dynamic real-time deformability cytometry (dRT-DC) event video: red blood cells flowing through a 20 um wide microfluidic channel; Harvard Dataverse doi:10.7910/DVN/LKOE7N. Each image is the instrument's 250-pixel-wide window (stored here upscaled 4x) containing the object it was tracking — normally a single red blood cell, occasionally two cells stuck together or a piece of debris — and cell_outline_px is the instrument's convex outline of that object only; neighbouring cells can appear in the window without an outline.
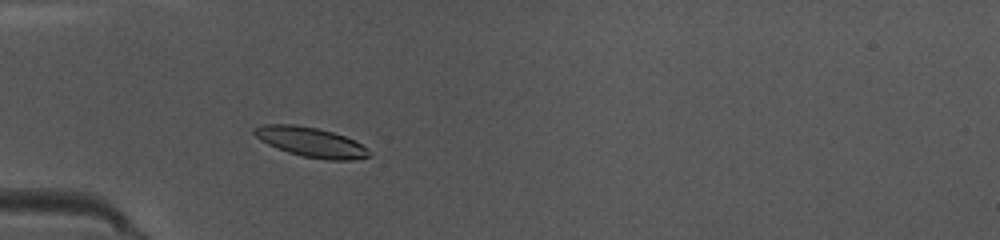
{"species": "common noctule bat (a hibernating species)", "species_latin": "Nyctalus noctula", "temperature_condition": "warm", "stored_images_in_passage": 41, "camera_frame_rate_fps": 3000, "um_per_image_px": 0.085, "animal": {"sex": "female", "body_mass_g": 10.0, "forearm_length_mm": 53.1}, "frame": {"image": 1, "passage_image": 7, "time_ms": 2.0, "image_size_px": [1000, 240], "cell_outline_px": [[372, 156], [352, 160], [328, 160], [304, 156], [288, 152], [276, 148], [260, 140], [252, 132], [252, 128], [264, 124], [292, 124], [316, 128], [332, 132], [344, 136], [360, 144], [372, 152]], "centroid_in_image_um": [26.41, 12.08], "position_along_channel_um": 58.6, "area_um2": 19.77}}
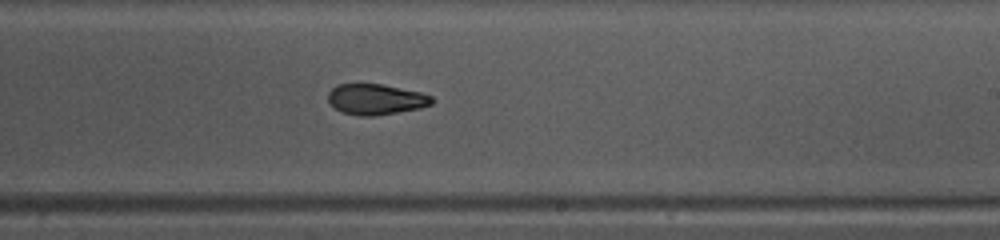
{"frame": {"image": 2, "passage_image": 22, "time_ms": 7.0, "image_size_px": [1000, 240], "cell_outline_px": [[432, 104], [420, 108], [376, 116], [360, 116], [340, 112], [328, 104], [328, 92], [336, 84], [384, 84], [420, 92], [432, 96]], "centroid_in_image_um": [31.9, 8.44], "position_along_channel_um": 257.1, "area_um2": 18.79}}
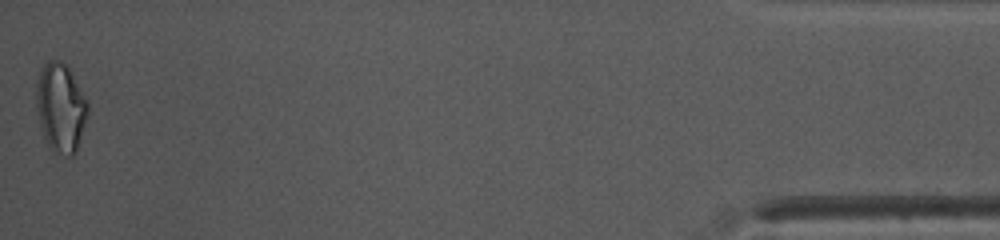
{"frame": {"image": 3, "passage_image": 41, "time_ms": 13.333, "image_size_px": [1000, 240], "cell_outline_px": [[88, 116], [76, 152], [72, 156], [68, 156], [52, 152], [48, 148], [40, 124], [36, 108], [36, 80], [44, 64], [48, 60], [60, 60], [68, 64], [88, 100]], "centroid_in_image_um": [5.17, 9.13], "position_along_channel_um": 430.0, "area_um2": 27.34}, "authors_computed_cell_mechanics": {"area_um2": 19.363, "velocity_mm_per_s": 4.0635, "shape_relaxation_time_tau1_ms": 4.6176, "shape_relaxation_time_tau2_ms": 3.0333, "deformation_change_tau1": 0.1732, "deformation_change_tau2": 0.0867}}